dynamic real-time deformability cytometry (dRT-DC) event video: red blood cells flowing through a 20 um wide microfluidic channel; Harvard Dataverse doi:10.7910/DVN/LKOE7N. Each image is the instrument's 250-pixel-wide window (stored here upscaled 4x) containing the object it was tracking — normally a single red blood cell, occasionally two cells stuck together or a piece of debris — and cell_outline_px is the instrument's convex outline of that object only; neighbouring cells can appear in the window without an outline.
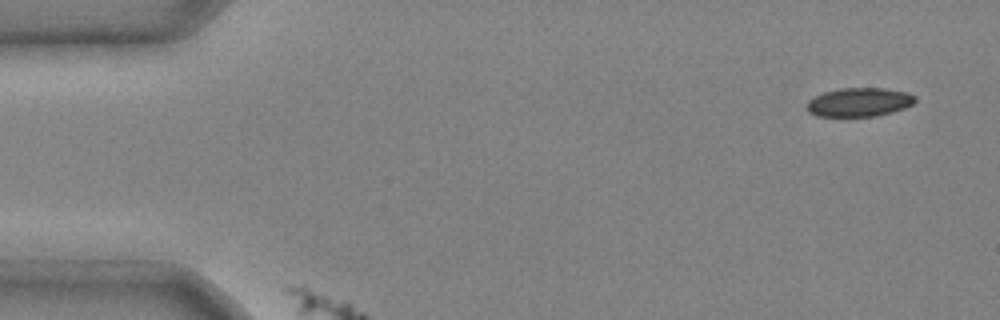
{"species": "common noctule bat (a hibernating species)", "species_latin": "Nyctalus noctula", "temperature_condition": "cold", "stored_images_in_passage": 1, "camera_frame_rate_fps": 3000, "um_per_image_px": 0.085, "animal": {"sex": "male", "body_mass_g": 20.4}, "frame": {"image": 1, "passage_image": 1, "time_ms": 0.0, "image_size_px": [1000, 320], "cell_outline_px": [[916, 100], [912, 104], [904, 108], [892, 112], [876, 116], [816, 116], [808, 112], [808, 100], [824, 92], [840, 88], [884, 88], [908, 92], [916, 96]], "centroid_in_image_um": [73.05, 8.68], "position_along_channel_um": 11.9, "area_um2": 18.15}}